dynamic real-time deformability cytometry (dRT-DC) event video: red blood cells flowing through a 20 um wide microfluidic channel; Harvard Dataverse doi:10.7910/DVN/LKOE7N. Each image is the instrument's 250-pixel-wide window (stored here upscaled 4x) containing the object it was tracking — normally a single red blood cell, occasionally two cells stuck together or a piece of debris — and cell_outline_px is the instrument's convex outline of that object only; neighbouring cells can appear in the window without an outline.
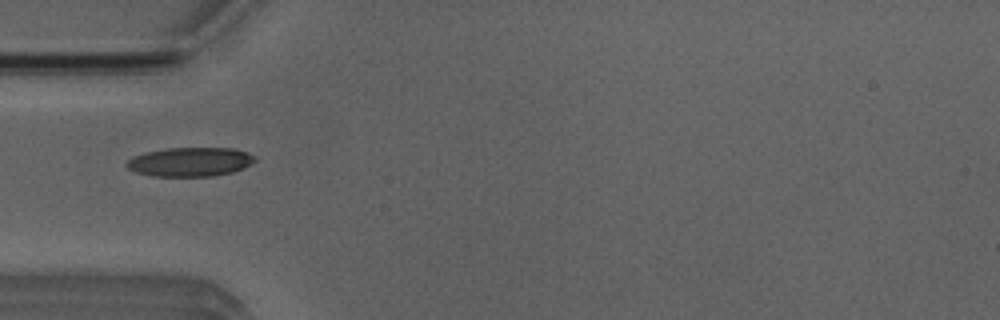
{"species": "Egyptian fruit bat (a non-hibernating species)", "species_latin": "Rousettus aegyptiacus", "temperature_condition": "room temperature", "stored_images_in_passage": 3, "camera_frame_rate_fps": 3000, "um_per_image_px": 0.085, "animal": {"sex": "male"}, "frame": {"image": 1, "passage_image": 3, "time_ms": 3.0, "image_size_px": [1000, 320], "cell_outline_px": [[256, 160], [252, 164], [244, 168], [232, 172], [212, 176], [152, 176], [136, 172], [128, 168], [124, 164], [132, 156], [148, 152], [168, 148], [232, 148], [248, 152], [256, 156]], "centroid_in_image_um": [16.19, 13.76], "position_along_channel_um": 68.8, "area_um2": 21.79}}